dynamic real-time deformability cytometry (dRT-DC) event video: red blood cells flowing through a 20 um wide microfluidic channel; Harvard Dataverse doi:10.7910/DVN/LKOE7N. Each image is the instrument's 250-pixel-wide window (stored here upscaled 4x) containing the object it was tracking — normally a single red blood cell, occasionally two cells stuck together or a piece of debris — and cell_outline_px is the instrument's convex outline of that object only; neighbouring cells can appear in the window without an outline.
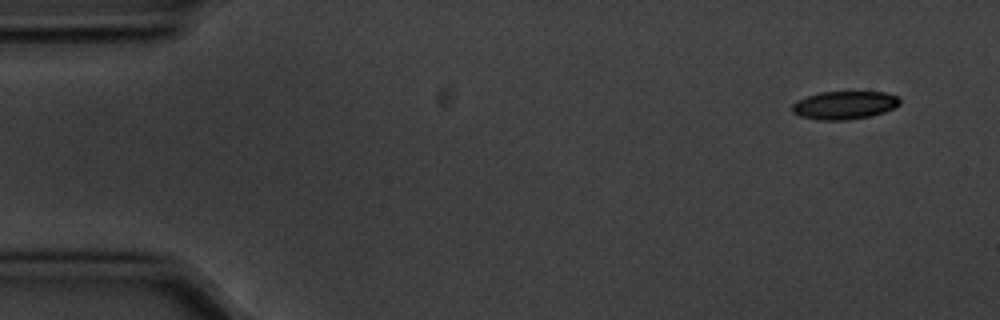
{"species": "common noctule bat (a hibernating species)", "species_latin": "Nyctalus noctula", "temperature_condition": "cold", "stored_images_in_passage": 5, "camera_frame_rate_fps": 3000, "um_per_image_px": 0.085, "animal": {"sex": "male", "body_mass_g": 20.1, "forearm_length_mm": 53.5}, "frame": {"image": 1, "passage_image": 1, "time_ms": 0.0, "image_size_px": [1000, 320], "cell_outline_px": [[900, 104], [884, 112], [868, 116], [848, 120], [820, 120], [800, 116], [792, 112], [792, 104], [796, 100], [820, 92], [884, 92], [900, 96]], "centroid_in_image_um": [71.77, 8.93], "position_along_channel_um": 13.2, "area_um2": 17.63}}
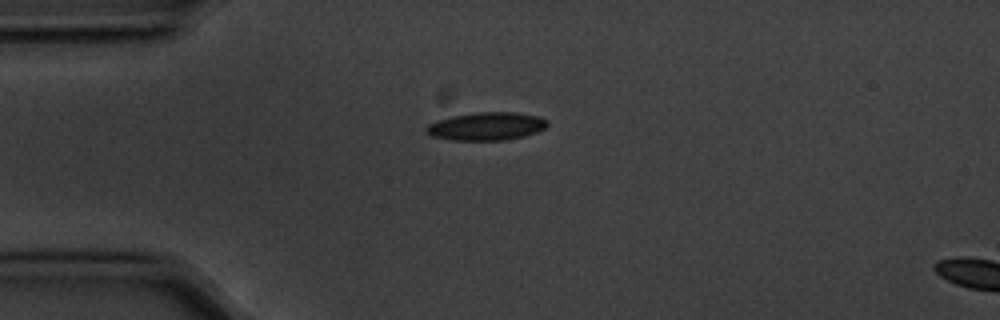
{"frame": {"image": 2, "passage_image": 4, "time_ms": 1.0, "image_size_px": [1000, 320], "cell_outline_px": [[548, 124], [544, 128], [536, 132], [524, 136], [504, 140], [452, 140], [432, 136], [424, 132], [424, 128], [428, 124], [436, 120], [452, 116], [476, 112], [516, 112], [540, 116], [548, 120]], "centroid_in_image_um": [41.33, 10.72], "position_along_channel_um": 43.7, "area_um2": 19.94}}